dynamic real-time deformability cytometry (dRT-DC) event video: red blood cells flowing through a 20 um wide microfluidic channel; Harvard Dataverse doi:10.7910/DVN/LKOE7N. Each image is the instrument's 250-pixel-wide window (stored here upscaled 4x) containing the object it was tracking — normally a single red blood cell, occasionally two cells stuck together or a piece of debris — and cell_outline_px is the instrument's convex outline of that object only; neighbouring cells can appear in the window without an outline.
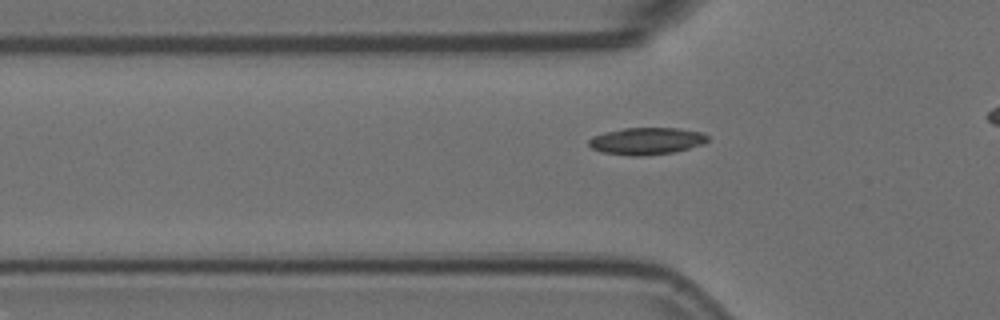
{"species": "Egyptian fruit bat (a non-hibernating species)", "species_latin": "Rousettus aegyptiacus", "temperature_condition": "room temperature", "stored_images_in_passage": 40, "camera_frame_rate_fps": 3000, "um_per_image_px": 0.085, "animal": {"sex": "female"}, "frame": {"image": 1, "passage_image": 13, "time_ms": 4.0, "image_size_px": [1000, 320], "cell_outline_px": [[708, 140], [704, 144], [672, 152], [644, 156], [632, 156], [600, 152], [592, 148], [588, 144], [588, 140], [592, 136], [604, 132], [624, 128], [676, 128], [700, 132], [708, 136]], "centroid_in_image_um": [54.91, 11.99], "position_along_channel_um": 70.9, "area_um2": 18.73}}
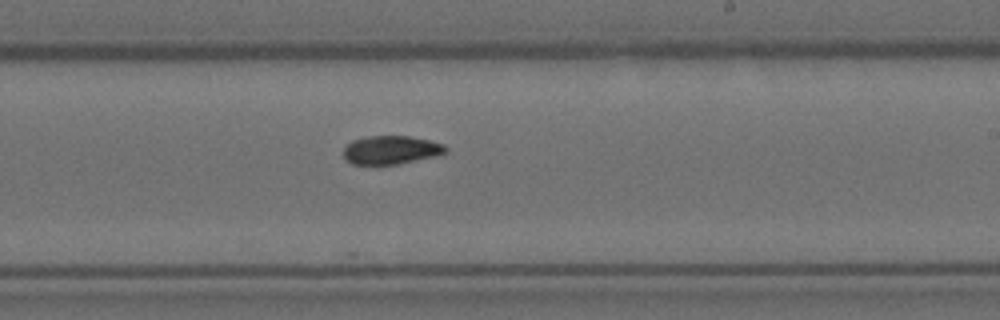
{"frame": {"image": 2, "passage_image": 28, "time_ms": 9.0, "image_size_px": [1000, 320], "cell_outline_px": [[448, 152], [436, 156], [396, 164], [352, 164], [344, 160], [344, 148], [352, 140], [368, 136], [408, 136], [428, 140], [444, 144], [448, 148]], "centroid_in_image_um": [33.24, 12.74], "position_along_channel_um": 255.8, "area_um2": 16.94}}
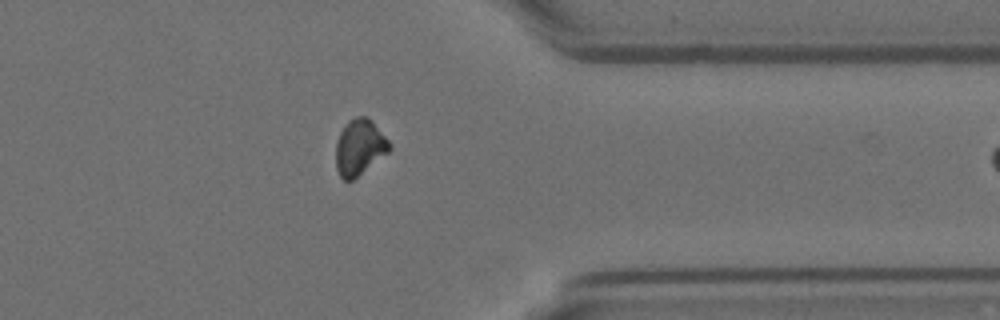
{"frame": {"image": 3, "passage_image": 39, "time_ms": 12.667, "image_size_px": [1000, 320], "cell_outline_px": [[392, 148], [388, 152], [352, 180], [344, 180], [340, 176], [336, 168], [336, 140], [340, 132], [348, 120], [356, 116], [364, 116], [372, 120], [388, 140]], "centroid_in_image_um": [30.54, 12.49], "position_along_channel_um": 380.9, "area_um2": 17.28}}